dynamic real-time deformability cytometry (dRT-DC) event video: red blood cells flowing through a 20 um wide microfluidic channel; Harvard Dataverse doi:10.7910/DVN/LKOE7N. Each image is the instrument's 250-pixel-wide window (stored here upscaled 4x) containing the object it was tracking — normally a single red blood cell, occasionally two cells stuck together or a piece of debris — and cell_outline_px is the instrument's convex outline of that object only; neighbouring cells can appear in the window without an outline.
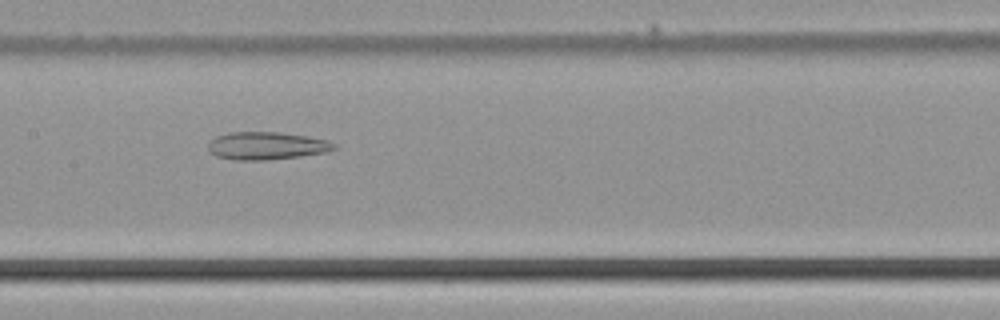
{"species": "common noctule bat (a hibernating species)", "species_latin": "Nyctalus noctula", "temperature_condition": "cold", "stored_images_in_passage": 49, "camera_frame_rate_fps": 3000, "um_per_image_px": 0.085, "animal": {"sex": "male", "body_mass_g": 21.5, "forearm_length_mm": 52.0}, "frame": {"image": 1, "passage_image": 24, "time_ms": 7.667, "image_size_px": [1000, 320], "cell_outline_px": [[340, 148], [328, 152], [300, 156], [268, 160], [232, 160], [216, 156], [208, 152], [208, 140], [216, 136], [228, 132], [280, 132], [308, 136], [328, 140], [336, 144]], "centroid_in_image_um": [22.66, 12.39], "position_along_channel_um": 184.7, "area_um2": 20.81}}
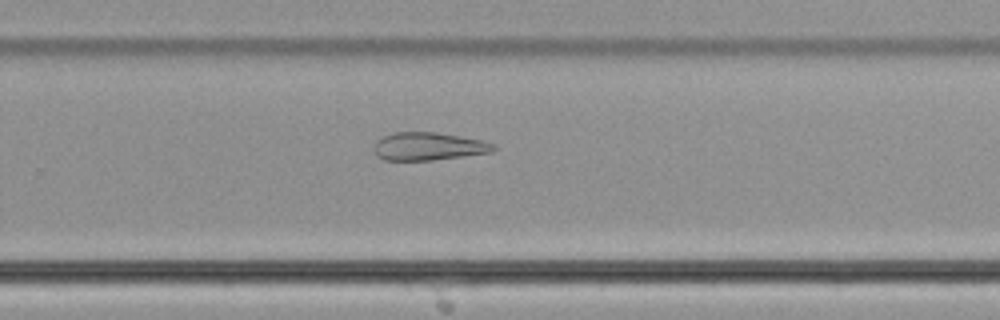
{"frame": {"image": 2, "passage_image": 32, "time_ms": 10.333, "image_size_px": [1000, 320], "cell_outline_px": [[496, 148], [492, 152], [432, 160], [384, 160], [376, 152], [376, 140], [392, 132], [436, 132], [484, 140], [496, 144]], "centroid_in_image_um": [36.48, 12.43], "position_along_channel_um": 293.3, "area_um2": 19.31}}
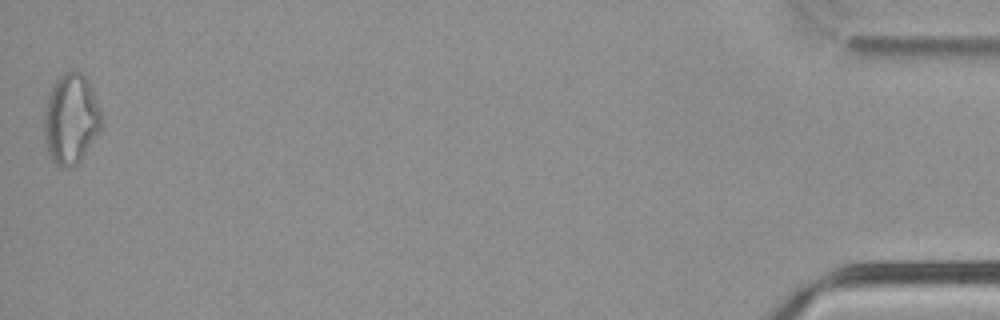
{"frame": {"image": 3, "passage_image": 49, "time_ms": 16.0, "image_size_px": [1000, 320], "cell_outline_px": [[100, 132], [80, 160], [72, 168], [60, 168], [52, 160], [48, 152], [44, 136], [44, 112], [48, 92], [52, 84], [64, 72], [80, 72], [88, 80], [100, 112]], "centroid_in_image_um": [5.99, 10.14], "position_along_channel_um": 429.2, "area_um2": 30.0}}